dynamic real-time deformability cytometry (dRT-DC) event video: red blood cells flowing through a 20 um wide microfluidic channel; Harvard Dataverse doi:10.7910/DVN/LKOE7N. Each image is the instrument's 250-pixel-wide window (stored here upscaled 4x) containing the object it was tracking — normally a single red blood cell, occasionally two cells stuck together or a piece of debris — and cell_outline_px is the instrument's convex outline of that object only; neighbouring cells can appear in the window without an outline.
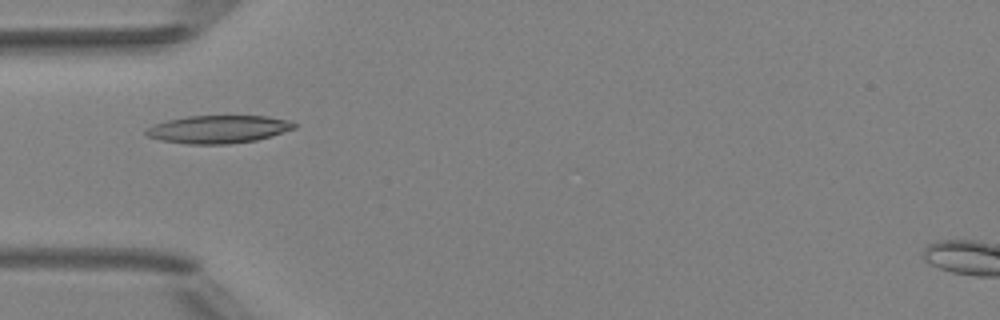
{"species": "Egyptian fruit bat (a non-hibernating species)", "species_latin": "Rousettus aegyptiacus", "temperature_condition": "room temperature", "stored_images_in_passage": 1, "camera_frame_rate_fps": 3000, "um_per_image_px": 0.085, "animal": {"sex": "female"}, "frame": {"image": 1, "passage_image": 1, "time_ms": 0.0, "image_size_px": [1000, 320], "cell_outline_px": [[296, 128], [272, 136], [256, 140], [228, 144], [188, 144], [160, 140], [148, 136], [144, 132], [152, 124], [168, 120], [188, 116], [268, 116], [288, 120], [296, 124]], "centroid_in_image_um": [18.56, 10.99], "position_along_channel_um": 66.4, "area_um2": 24.04}}